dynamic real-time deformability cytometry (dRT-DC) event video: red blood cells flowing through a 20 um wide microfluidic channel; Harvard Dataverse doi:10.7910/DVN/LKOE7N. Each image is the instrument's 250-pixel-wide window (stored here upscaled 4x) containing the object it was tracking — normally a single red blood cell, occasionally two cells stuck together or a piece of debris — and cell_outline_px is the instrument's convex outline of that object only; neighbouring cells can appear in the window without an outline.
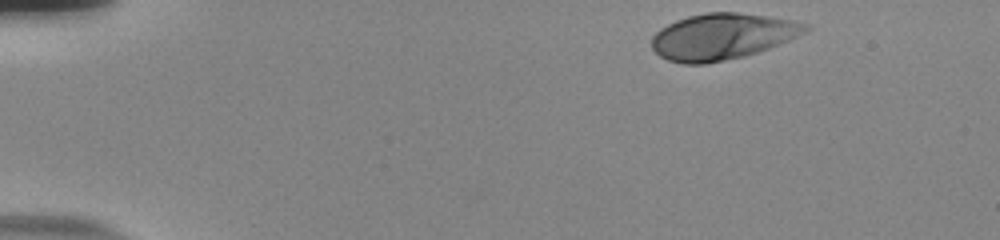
{"species": "human", "species_latin": "Homo sapiens", "temperature_condition": "room temperature", "stored_images_in_passage": 41, "camera_frame_rate_fps": 3000, "um_per_image_px": 0.085, "donor": {"sex": "male"}, "frame": {"image": 1, "passage_image": 1, "time_ms": 0.0, "image_size_px": [1000, 240], "cell_outline_px": [[812, 28], [808, 32], [768, 48], [744, 56], [704, 64], [680, 64], [668, 60], [660, 56], [652, 48], [652, 36], [660, 28], [676, 20], [688, 16], [708, 12], [736, 12], [796, 20], [812, 24]], "centroid_in_image_um": [61.42, 3.09], "position_along_channel_um": 23.6, "area_um2": 41.5}}
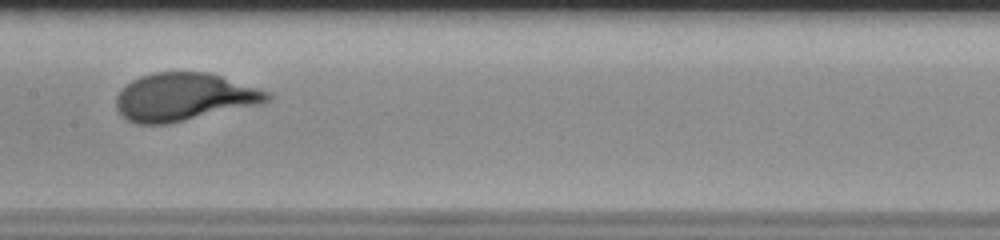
{"frame": {"image": 2, "passage_image": 23, "time_ms": 7.333, "image_size_px": [1000, 240], "cell_outline_px": [[272, 100], [260, 104], [168, 124], [136, 124], [128, 120], [116, 108], [116, 96], [132, 80], [140, 76], [152, 72], [208, 72], [268, 92], [272, 96]], "centroid_in_image_um": [15.63, 8.25], "position_along_channel_um": 191.8, "area_um2": 41.73}}
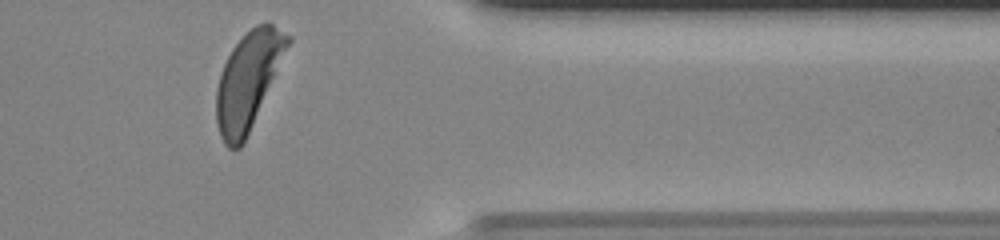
{"frame": {"image": 3, "passage_image": 40, "time_ms": 13.0, "image_size_px": [1000, 240], "cell_outline_px": [[292, 40], [244, 144], [240, 148], [228, 148], [224, 144], [220, 136], [216, 124], [216, 88], [220, 72], [232, 48], [256, 24], [268, 20], [292, 36]], "centroid_in_image_um": [21.1, 6.85], "position_along_channel_um": 390.3, "area_um2": 40.46}, "authors_computed_cell_mechanics": {"area_um2": 40.5756, "velocity_mm_per_s": 3.716, "shape_relaxation_time_tau1_ms": 2.6389, "shape_relaxation_time_tau2_ms": null, "deformation_change_tau1": 0.1813, "deformation_change_tau2": null}}